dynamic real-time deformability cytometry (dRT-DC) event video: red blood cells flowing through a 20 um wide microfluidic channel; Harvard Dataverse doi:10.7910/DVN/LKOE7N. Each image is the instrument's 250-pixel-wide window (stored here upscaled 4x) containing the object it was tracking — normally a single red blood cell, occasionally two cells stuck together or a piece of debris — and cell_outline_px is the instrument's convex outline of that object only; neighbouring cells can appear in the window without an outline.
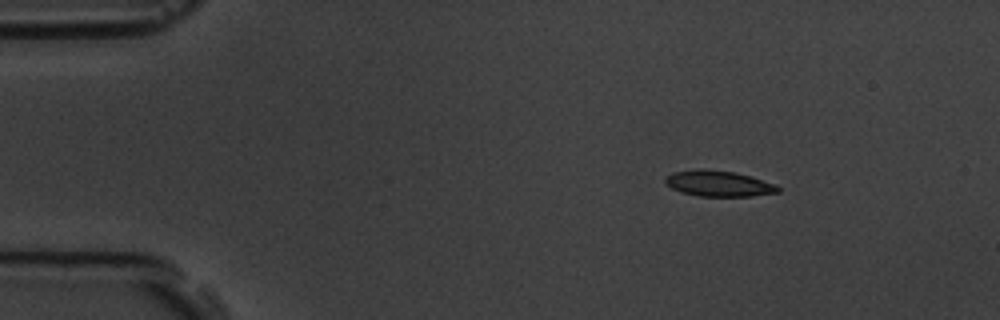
{"species": "common noctule bat (a hibernating species)", "species_latin": "Nyctalus noctula", "temperature_condition": "room temperature", "stored_images_in_passage": 4, "camera_frame_rate_fps": 3000, "um_per_image_px": 0.085, "animal": {"sex": "male", "body_mass_g": 19.5, "forearm_length_mm": 54.6}, "frame": {"image": 1, "passage_image": 2, "time_ms": 1.333, "image_size_px": [1000, 320], "cell_outline_px": [[780, 192], [752, 196], [700, 196], [684, 192], [672, 188], [664, 180], [664, 176], [672, 172], [736, 172], [776, 184], [780, 188]], "centroid_in_image_um": [61.17, 15.65], "position_along_channel_um": 23.8, "area_um2": 16.01}}